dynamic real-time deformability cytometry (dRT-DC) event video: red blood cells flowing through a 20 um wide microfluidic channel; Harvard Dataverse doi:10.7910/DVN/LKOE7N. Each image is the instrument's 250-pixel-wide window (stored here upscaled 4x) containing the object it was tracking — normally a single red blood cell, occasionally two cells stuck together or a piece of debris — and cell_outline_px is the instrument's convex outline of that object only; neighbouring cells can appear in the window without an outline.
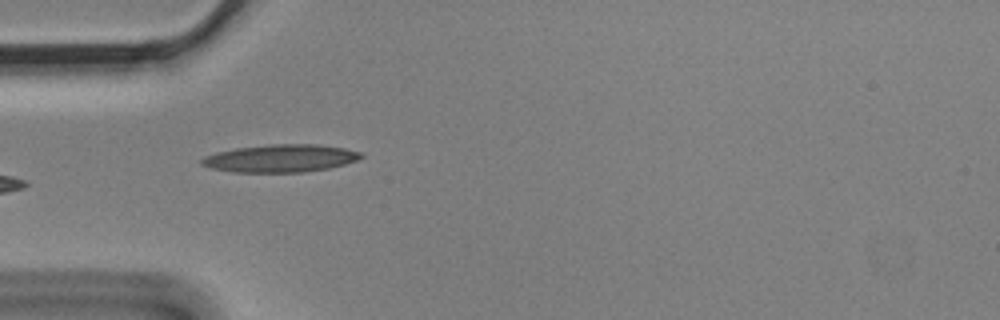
{"species": "Egyptian fruit bat (a non-hibernating species)", "species_latin": "Rousettus aegyptiacus", "temperature_condition": "cold", "stored_images_in_passage": 2, "camera_frame_rate_fps": 3000, "um_per_image_px": 0.085, "animal": {"sex": "male"}, "frame": {"image": 1, "passage_image": 1, "time_ms": 0.0, "image_size_px": [1000, 320], "cell_outline_px": [[364, 156], [356, 160], [344, 164], [328, 168], [304, 172], [232, 172], [212, 168], [200, 164], [200, 160], [204, 156], [216, 152], [236, 148], [268, 144], [316, 144], [344, 148], [360, 152]], "centroid_in_image_um": [23.81, 13.45], "position_along_channel_um": 61.2, "area_um2": 25.66}}
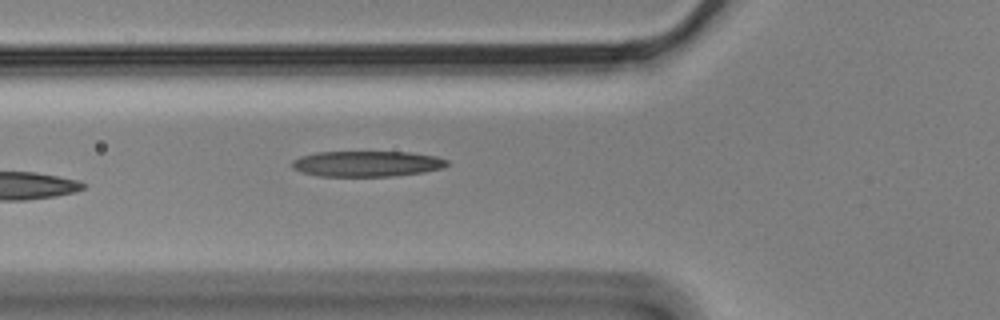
{"frame": {"image": 2, "passage_image": 2, "time_ms": 0.333, "image_size_px": [1000, 320], "cell_outline_px": [[448, 164], [444, 168], [424, 172], [396, 176], [320, 176], [304, 172], [292, 168], [292, 160], [300, 156], [316, 152], [408, 152], [436, 156], [448, 160]], "centroid_in_image_um": [31.21, 13.92], "position_along_channel_um": 94.6, "area_um2": 23.24}}